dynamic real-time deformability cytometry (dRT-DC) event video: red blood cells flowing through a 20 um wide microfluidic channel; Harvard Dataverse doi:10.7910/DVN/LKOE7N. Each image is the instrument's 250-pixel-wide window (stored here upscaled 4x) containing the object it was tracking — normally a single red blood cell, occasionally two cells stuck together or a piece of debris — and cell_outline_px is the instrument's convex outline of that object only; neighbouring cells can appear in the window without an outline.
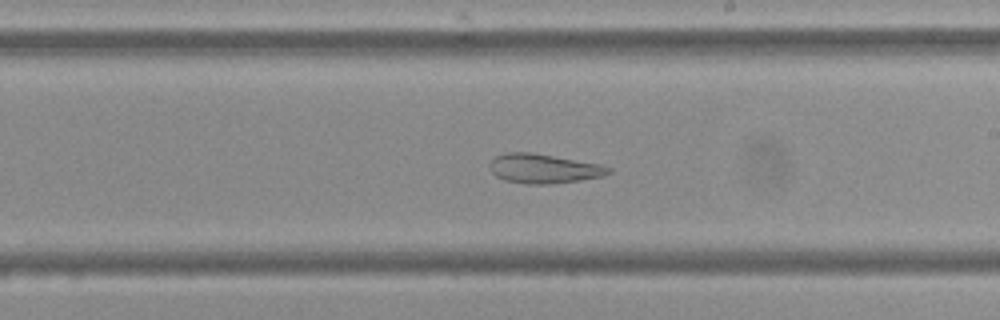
{"species": "Egyptian fruit bat (a non-hibernating species)", "species_latin": "Rousettus aegyptiacus", "temperature_condition": "cold", "stored_images_in_passage": 56, "camera_frame_rate_fps": 3000, "um_per_image_px": 0.085, "frame": {"image": 1, "passage_image": 32, "time_ms": 10.333, "image_size_px": [1000, 320], "cell_outline_px": [[612, 172], [604, 176], [580, 180], [552, 184], [528, 184], [504, 180], [496, 176], [492, 172], [492, 160], [496, 156], [504, 152], [532, 152], [600, 164], [612, 168]], "centroid_in_image_um": [46.26, 14.33], "position_along_channel_um": 242.7, "area_um2": 20.29}, "authors_computed_cell_mechanics": {"area_um2": 28.5532, "velocity_mm_per_s": 3.6487, "shape_relaxation_time_tau1_ms": null, "shape_relaxation_time_tau2_ms": 2.2713, "deformation_change_tau1": null, "deformation_change_tau2": 0.1055}}